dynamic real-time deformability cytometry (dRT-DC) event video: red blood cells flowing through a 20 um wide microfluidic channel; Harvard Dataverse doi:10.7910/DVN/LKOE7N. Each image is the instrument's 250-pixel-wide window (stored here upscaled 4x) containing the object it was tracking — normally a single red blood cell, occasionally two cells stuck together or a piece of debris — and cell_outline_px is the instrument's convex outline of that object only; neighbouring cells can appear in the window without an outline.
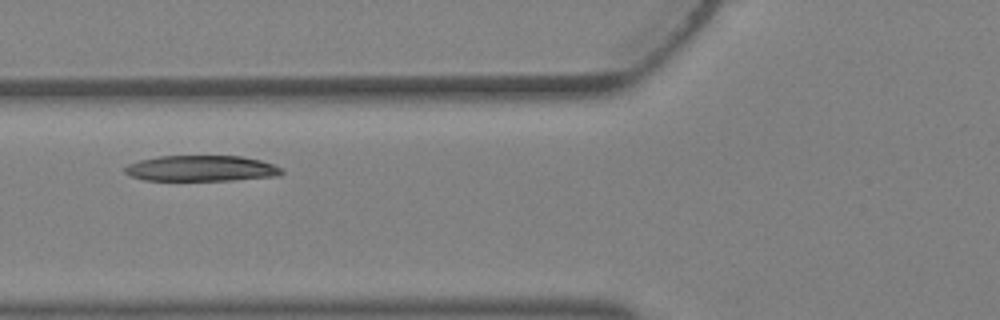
{"species": "Egyptian fruit bat (a non-hibernating species)", "species_latin": "Rousettus aegyptiacus", "temperature_condition": "warm", "stored_images_in_passage": 3, "camera_frame_rate_fps": 3000, "um_per_image_px": 0.085, "animal": {"sex": "female"}, "frame": {"image": 1, "passage_image": 3, "time_ms": 0.667, "image_size_px": [1000, 320], "cell_outline_px": [[284, 172], [280, 176], [232, 180], [144, 180], [132, 176], [124, 172], [124, 168], [128, 164], [140, 160], [160, 156], [240, 156], [260, 160], [272, 164], [280, 168]], "centroid_in_image_um": [17.12, 14.31], "position_along_channel_um": 108.7, "area_um2": 23.47}}